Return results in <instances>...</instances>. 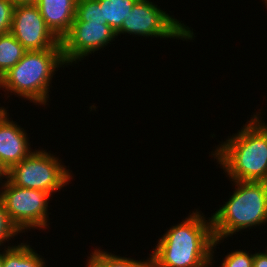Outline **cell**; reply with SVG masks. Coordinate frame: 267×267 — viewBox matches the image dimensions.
I'll return each instance as SVG.
<instances>
[{"instance_id": "20", "label": "cell", "mask_w": 267, "mask_h": 267, "mask_svg": "<svg viewBox=\"0 0 267 267\" xmlns=\"http://www.w3.org/2000/svg\"><path fill=\"white\" fill-rule=\"evenodd\" d=\"M253 267H267V250L262 252L259 250L255 251L253 259Z\"/></svg>"}, {"instance_id": "1", "label": "cell", "mask_w": 267, "mask_h": 267, "mask_svg": "<svg viewBox=\"0 0 267 267\" xmlns=\"http://www.w3.org/2000/svg\"><path fill=\"white\" fill-rule=\"evenodd\" d=\"M206 217L197 208L167 228L152 248L151 267L214 266L215 251L224 240L214 239L211 216Z\"/></svg>"}, {"instance_id": "16", "label": "cell", "mask_w": 267, "mask_h": 267, "mask_svg": "<svg viewBox=\"0 0 267 267\" xmlns=\"http://www.w3.org/2000/svg\"><path fill=\"white\" fill-rule=\"evenodd\" d=\"M73 22L107 24L106 20H103L102 8L97 0H77Z\"/></svg>"}, {"instance_id": "23", "label": "cell", "mask_w": 267, "mask_h": 267, "mask_svg": "<svg viewBox=\"0 0 267 267\" xmlns=\"http://www.w3.org/2000/svg\"><path fill=\"white\" fill-rule=\"evenodd\" d=\"M256 112V113H255ZM255 112H253L254 114V116L255 117H258L264 124H265V126L267 127V123H265L266 121H264L265 119H262V118H264V117H262L263 115H262V108L261 109H258V111H255Z\"/></svg>"}, {"instance_id": "17", "label": "cell", "mask_w": 267, "mask_h": 267, "mask_svg": "<svg viewBox=\"0 0 267 267\" xmlns=\"http://www.w3.org/2000/svg\"><path fill=\"white\" fill-rule=\"evenodd\" d=\"M21 234L22 233L19 231V229L10 220L8 213L5 209V206L3 204V201L0 197V249L10 248V247L15 246L16 244L12 243V245H11V243L9 241L11 240V242H12L13 238H15ZM6 243H8V244H6Z\"/></svg>"}, {"instance_id": "18", "label": "cell", "mask_w": 267, "mask_h": 267, "mask_svg": "<svg viewBox=\"0 0 267 267\" xmlns=\"http://www.w3.org/2000/svg\"><path fill=\"white\" fill-rule=\"evenodd\" d=\"M248 250L235 249L231 253L227 252L225 258H222L219 267H253L254 253Z\"/></svg>"}, {"instance_id": "10", "label": "cell", "mask_w": 267, "mask_h": 267, "mask_svg": "<svg viewBox=\"0 0 267 267\" xmlns=\"http://www.w3.org/2000/svg\"><path fill=\"white\" fill-rule=\"evenodd\" d=\"M8 111L5 110L0 115V163L7 170L34 151L31 148V137L27 134V129L13 121Z\"/></svg>"}, {"instance_id": "5", "label": "cell", "mask_w": 267, "mask_h": 267, "mask_svg": "<svg viewBox=\"0 0 267 267\" xmlns=\"http://www.w3.org/2000/svg\"><path fill=\"white\" fill-rule=\"evenodd\" d=\"M8 170L7 180L19 187L45 191L51 196L72 181V170L55 154L38 147ZM60 159V160H59Z\"/></svg>"}, {"instance_id": "26", "label": "cell", "mask_w": 267, "mask_h": 267, "mask_svg": "<svg viewBox=\"0 0 267 267\" xmlns=\"http://www.w3.org/2000/svg\"><path fill=\"white\" fill-rule=\"evenodd\" d=\"M264 1V2H263ZM263 4H265L266 8H267V0H262Z\"/></svg>"}, {"instance_id": "7", "label": "cell", "mask_w": 267, "mask_h": 267, "mask_svg": "<svg viewBox=\"0 0 267 267\" xmlns=\"http://www.w3.org/2000/svg\"><path fill=\"white\" fill-rule=\"evenodd\" d=\"M0 197L12 223L21 233L50 229L48 206L52 196L35 189L16 186L8 180L1 190ZM51 199V200H50Z\"/></svg>"}, {"instance_id": "12", "label": "cell", "mask_w": 267, "mask_h": 267, "mask_svg": "<svg viewBox=\"0 0 267 267\" xmlns=\"http://www.w3.org/2000/svg\"><path fill=\"white\" fill-rule=\"evenodd\" d=\"M17 245L2 250L3 267H47V260L38 254L28 241L16 242ZM45 259V260H44Z\"/></svg>"}, {"instance_id": "13", "label": "cell", "mask_w": 267, "mask_h": 267, "mask_svg": "<svg viewBox=\"0 0 267 267\" xmlns=\"http://www.w3.org/2000/svg\"><path fill=\"white\" fill-rule=\"evenodd\" d=\"M97 247L87 256L85 267H151L150 254L147 259L136 260L133 257L120 256L121 254L115 255L116 253L108 252L106 249L104 251L101 246Z\"/></svg>"}, {"instance_id": "15", "label": "cell", "mask_w": 267, "mask_h": 267, "mask_svg": "<svg viewBox=\"0 0 267 267\" xmlns=\"http://www.w3.org/2000/svg\"><path fill=\"white\" fill-rule=\"evenodd\" d=\"M102 8L103 20H106L116 33L121 29L122 23L134 4L138 0H97Z\"/></svg>"}, {"instance_id": "11", "label": "cell", "mask_w": 267, "mask_h": 267, "mask_svg": "<svg viewBox=\"0 0 267 267\" xmlns=\"http://www.w3.org/2000/svg\"><path fill=\"white\" fill-rule=\"evenodd\" d=\"M77 0H37L45 23L61 40L71 29L76 16Z\"/></svg>"}, {"instance_id": "3", "label": "cell", "mask_w": 267, "mask_h": 267, "mask_svg": "<svg viewBox=\"0 0 267 267\" xmlns=\"http://www.w3.org/2000/svg\"><path fill=\"white\" fill-rule=\"evenodd\" d=\"M65 66L62 49L27 51L14 67L0 78V90L5 92L6 100L16 95L15 97L23 98L25 102L27 100L34 105L49 106L52 79L55 78L56 72L60 68L64 70Z\"/></svg>"}, {"instance_id": "24", "label": "cell", "mask_w": 267, "mask_h": 267, "mask_svg": "<svg viewBox=\"0 0 267 267\" xmlns=\"http://www.w3.org/2000/svg\"><path fill=\"white\" fill-rule=\"evenodd\" d=\"M2 105H0V115L7 109V108H5L4 106H2Z\"/></svg>"}, {"instance_id": "21", "label": "cell", "mask_w": 267, "mask_h": 267, "mask_svg": "<svg viewBox=\"0 0 267 267\" xmlns=\"http://www.w3.org/2000/svg\"><path fill=\"white\" fill-rule=\"evenodd\" d=\"M8 178V170L0 163V193Z\"/></svg>"}, {"instance_id": "19", "label": "cell", "mask_w": 267, "mask_h": 267, "mask_svg": "<svg viewBox=\"0 0 267 267\" xmlns=\"http://www.w3.org/2000/svg\"><path fill=\"white\" fill-rule=\"evenodd\" d=\"M14 8L11 0H0V34L10 32Z\"/></svg>"}, {"instance_id": "6", "label": "cell", "mask_w": 267, "mask_h": 267, "mask_svg": "<svg viewBox=\"0 0 267 267\" xmlns=\"http://www.w3.org/2000/svg\"><path fill=\"white\" fill-rule=\"evenodd\" d=\"M163 10L154 1L138 0L127 19L123 21L121 29L116 33L117 38L126 34L133 37L143 36L146 39L160 37V40L172 38L188 42L195 39L196 33L193 32V28Z\"/></svg>"}, {"instance_id": "22", "label": "cell", "mask_w": 267, "mask_h": 267, "mask_svg": "<svg viewBox=\"0 0 267 267\" xmlns=\"http://www.w3.org/2000/svg\"><path fill=\"white\" fill-rule=\"evenodd\" d=\"M14 5L35 4L37 0H11Z\"/></svg>"}, {"instance_id": "2", "label": "cell", "mask_w": 267, "mask_h": 267, "mask_svg": "<svg viewBox=\"0 0 267 267\" xmlns=\"http://www.w3.org/2000/svg\"><path fill=\"white\" fill-rule=\"evenodd\" d=\"M246 123L219 141L209 156L228 180L267 182V127L254 115Z\"/></svg>"}, {"instance_id": "25", "label": "cell", "mask_w": 267, "mask_h": 267, "mask_svg": "<svg viewBox=\"0 0 267 267\" xmlns=\"http://www.w3.org/2000/svg\"><path fill=\"white\" fill-rule=\"evenodd\" d=\"M0 251H1V252H0V267H3V266H2V249H0Z\"/></svg>"}, {"instance_id": "9", "label": "cell", "mask_w": 267, "mask_h": 267, "mask_svg": "<svg viewBox=\"0 0 267 267\" xmlns=\"http://www.w3.org/2000/svg\"><path fill=\"white\" fill-rule=\"evenodd\" d=\"M10 33L28 50L62 49L35 4L15 5Z\"/></svg>"}, {"instance_id": "4", "label": "cell", "mask_w": 267, "mask_h": 267, "mask_svg": "<svg viewBox=\"0 0 267 267\" xmlns=\"http://www.w3.org/2000/svg\"><path fill=\"white\" fill-rule=\"evenodd\" d=\"M230 182L233 193L211 214L215 240L233 239L238 232L267 224V182Z\"/></svg>"}, {"instance_id": "8", "label": "cell", "mask_w": 267, "mask_h": 267, "mask_svg": "<svg viewBox=\"0 0 267 267\" xmlns=\"http://www.w3.org/2000/svg\"><path fill=\"white\" fill-rule=\"evenodd\" d=\"M115 39L116 32L107 24L73 22L70 31L61 39L66 67H74L85 57L105 50Z\"/></svg>"}, {"instance_id": "14", "label": "cell", "mask_w": 267, "mask_h": 267, "mask_svg": "<svg viewBox=\"0 0 267 267\" xmlns=\"http://www.w3.org/2000/svg\"><path fill=\"white\" fill-rule=\"evenodd\" d=\"M27 51L10 32L0 34V78L14 67Z\"/></svg>"}]
</instances>
